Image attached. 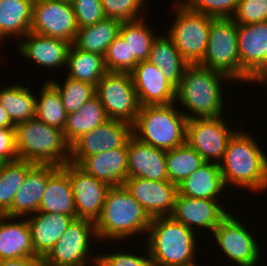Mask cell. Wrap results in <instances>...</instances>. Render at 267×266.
<instances>
[{
    "label": "cell",
    "instance_id": "cell-13",
    "mask_svg": "<svg viewBox=\"0 0 267 266\" xmlns=\"http://www.w3.org/2000/svg\"><path fill=\"white\" fill-rule=\"evenodd\" d=\"M78 26L72 3L65 0H34L30 31L73 44Z\"/></svg>",
    "mask_w": 267,
    "mask_h": 266
},
{
    "label": "cell",
    "instance_id": "cell-33",
    "mask_svg": "<svg viewBox=\"0 0 267 266\" xmlns=\"http://www.w3.org/2000/svg\"><path fill=\"white\" fill-rule=\"evenodd\" d=\"M152 29L144 17L121 23L119 34L130 48V72L139 62L148 60L153 42L157 37Z\"/></svg>",
    "mask_w": 267,
    "mask_h": 266
},
{
    "label": "cell",
    "instance_id": "cell-31",
    "mask_svg": "<svg viewBox=\"0 0 267 266\" xmlns=\"http://www.w3.org/2000/svg\"><path fill=\"white\" fill-rule=\"evenodd\" d=\"M109 120L104 106L95 95L89 99L78 111L67 115L63 135L66 142L71 145L83 134L94 130Z\"/></svg>",
    "mask_w": 267,
    "mask_h": 266
},
{
    "label": "cell",
    "instance_id": "cell-26",
    "mask_svg": "<svg viewBox=\"0 0 267 266\" xmlns=\"http://www.w3.org/2000/svg\"><path fill=\"white\" fill-rule=\"evenodd\" d=\"M224 189L220 166L213 162H205L178 185L180 195L197 199L218 200Z\"/></svg>",
    "mask_w": 267,
    "mask_h": 266
},
{
    "label": "cell",
    "instance_id": "cell-12",
    "mask_svg": "<svg viewBox=\"0 0 267 266\" xmlns=\"http://www.w3.org/2000/svg\"><path fill=\"white\" fill-rule=\"evenodd\" d=\"M244 223L230 213L212 231L223 253L239 266H256L261 258L260 246ZM252 234V235H251ZM260 257V258H259Z\"/></svg>",
    "mask_w": 267,
    "mask_h": 266
},
{
    "label": "cell",
    "instance_id": "cell-38",
    "mask_svg": "<svg viewBox=\"0 0 267 266\" xmlns=\"http://www.w3.org/2000/svg\"><path fill=\"white\" fill-rule=\"evenodd\" d=\"M48 81L58 90L67 115L78 111L89 99L96 95L95 86L83 81H77L69 77L65 78L63 85L62 82H57L55 79Z\"/></svg>",
    "mask_w": 267,
    "mask_h": 266
},
{
    "label": "cell",
    "instance_id": "cell-28",
    "mask_svg": "<svg viewBox=\"0 0 267 266\" xmlns=\"http://www.w3.org/2000/svg\"><path fill=\"white\" fill-rule=\"evenodd\" d=\"M148 61L159 67L167 80L177 87L185 68L189 65L175 46L173 39L157 33L149 53Z\"/></svg>",
    "mask_w": 267,
    "mask_h": 266
},
{
    "label": "cell",
    "instance_id": "cell-15",
    "mask_svg": "<svg viewBox=\"0 0 267 266\" xmlns=\"http://www.w3.org/2000/svg\"><path fill=\"white\" fill-rule=\"evenodd\" d=\"M62 168L69 174L77 218L95 222L101 215L110 186L68 162Z\"/></svg>",
    "mask_w": 267,
    "mask_h": 266
},
{
    "label": "cell",
    "instance_id": "cell-39",
    "mask_svg": "<svg viewBox=\"0 0 267 266\" xmlns=\"http://www.w3.org/2000/svg\"><path fill=\"white\" fill-rule=\"evenodd\" d=\"M148 0H101L106 17L121 22L138 20L140 11Z\"/></svg>",
    "mask_w": 267,
    "mask_h": 266
},
{
    "label": "cell",
    "instance_id": "cell-6",
    "mask_svg": "<svg viewBox=\"0 0 267 266\" xmlns=\"http://www.w3.org/2000/svg\"><path fill=\"white\" fill-rule=\"evenodd\" d=\"M176 106V103L140 106L132 125L133 136L165 151L185 144L188 119Z\"/></svg>",
    "mask_w": 267,
    "mask_h": 266
},
{
    "label": "cell",
    "instance_id": "cell-36",
    "mask_svg": "<svg viewBox=\"0 0 267 266\" xmlns=\"http://www.w3.org/2000/svg\"><path fill=\"white\" fill-rule=\"evenodd\" d=\"M34 163L17 159L3 162L0 167V215H3L13 202L15 193L25 181L27 171Z\"/></svg>",
    "mask_w": 267,
    "mask_h": 266
},
{
    "label": "cell",
    "instance_id": "cell-41",
    "mask_svg": "<svg viewBox=\"0 0 267 266\" xmlns=\"http://www.w3.org/2000/svg\"><path fill=\"white\" fill-rule=\"evenodd\" d=\"M104 60L108 72L130 73V48L120 34L107 48Z\"/></svg>",
    "mask_w": 267,
    "mask_h": 266
},
{
    "label": "cell",
    "instance_id": "cell-1",
    "mask_svg": "<svg viewBox=\"0 0 267 266\" xmlns=\"http://www.w3.org/2000/svg\"><path fill=\"white\" fill-rule=\"evenodd\" d=\"M245 132L237 130L227 143L219 163L222 180L226 188L237 186L262 193L267 189V155L259 142Z\"/></svg>",
    "mask_w": 267,
    "mask_h": 266
},
{
    "label": "cell",
    "instance_id": "cell-44",
    "mask_svg": "<svg viewBox=\"0 0 267 266\" xmlns=\"http://www.w3.org/2000/svg\"><path fill=\"white\" fill-rule=\"evenodd\" d=\"M147 254L135 255L127 252L98 254L99 266H154L147 247Z\"/></svg>",
    "mask_w": 267,
    "mask_h": 266
},
{
    "label": "cell",
    "instance_id": "cell-21",
    "mask_svg": "<svg viewBox=\"0 0 267 266\" xmlns=\"http://www.w3.org/2000/svg\"><path fill=\"white\" fill-rule=\"evenodd\" d=\"M127 153L128 178L169 181L166 171L167 151L146 144L132 135L127 142Z\"/></svg>",
    "mask_w": 267,
    "mask_h": 266
},
{
    "label": "cell",
    "instance_id": "cell-17",
    "mask_svg": "<svg viewBox=\"0 0 267 266\" xmlns=\"http://www.w3.org/2000/svg\"><path fill=\"white\" fill-rule=\"evenodd\" d=\"M237 40L241 64V84L249 83L267 64V21L249 25L237 24Z\"/></svg>",
    "mask_w": 267,
    "mask_h": 266
},
{
    "label": "cell",
    "instance_id": "cell-34",
    "mask_svg": "<svg viewBox=\"0 0 267 266\" xmlns=\"http://www.w3.org/2000/svg\"><path fill=\"white\" fill-rule=\"evenodd\" d=\"M0 104L14 125L34 119L36 95L25 85L12 84L0 90Z\"/></svg>",
    "mask_w": 267,
    "mask_h": 266
},
{
    "label": "cell",
    "instance_id": "cell-47",
    "mask_svg": "<svg viewBox=\"0 0 267 266\" xmlns=\"http://www.w3.org/2000/svg\"><path fill=\"white\" fill-rule=\"evenodd\" d=\"M250 83L267 85V64L251 77Z\"/></svg>",
    "mask_w": 267,
    "mask_h": 266
},
{
    "label": "cell",
    "instance_id": "cell-45",
    "mask_svg": "<svg viewBox=\"0 0 267 266\" xmlns=\"http://www.w3.org/2000/svg\"><path fill=\"white\" fill-rule=\"evenodd\" d=\"M17 159L15 128L0 127V160L11 162Z\"/></svg>",
    "mask_w": 267,
    "mask_h": 266
},
{
    "label": "cell",
    "instance_id": "cell-10",
    "mask_svg": "<svg viewBox=\"0 0 267 266\" xmlns=\"http://www.w3.org/2000/svg\"><path fill=\"white\" fill-rule=\"evenodd\" d=\"M95 90L109 119L134 124L140 103L130 73L107 72Z\"/></svg>",
    "mask_w": 267,
    "mask_h": 266
},
{
    "label": "cell",
    "instance_id": "cell-14",
    "mask_svg": "<svg viewBox=\"0 0 267 266\" xmlns=\"http://www.w3.org/2000/svg\"><path fill=\"white\" fill-rule=\"evenodd\" d=\"M132 135L131 124L109 119L70 145L69 162L78 165L87 156L121 148Z\"/></svg>",
    "mask_w": 267,
    "mask_h": 266
},
{
    "label": "cell",
    "instance_id": "cell-35",
    "mask_svg": "<svg viewBox=\"0 0 267 266\" xmlns=\"http://www.w3.org/2000/svg\"><path fill=\"white\" fill-rule=\"evenodd\" d=\"M204 163L201 155L187 143L168 150L166 154L168 180L178 186Z\"/></svg>",
    "mask_w": 267,
    "mask_h": 266
},
{
    "label": "cell",
    "instance_id": "cell-9",
    "mask_svg": "<svg viewBox=\"0 0 267 266\" xmlns=\"http://www.w3.org/2000/svg\"><path fill=\"white\" fill-rule=\"evenodd\" d=\"M94 239L97 243L95 222L88 219H74L49 253L41 260L42 266H87V262L90 261L94 266H99L98 256L94 254L92 257L90 253V250L92 251L90 244Z\"/></svg>",
    "mask_w": 267,
    "mask_h": 266
},
{
    "label": "cell",
    "instance_id": "cell-32",
    "mask_svg": "<svg viewBox=\"0 0 267 266\" xmlns=\"http://www.w3.org/2000/svg\"><path fill=\"white\" fill-rule=\"evenodd\" d=\"M66 68L67 77L83 81L96 87L101 78L108 72L103 55L85 52L71 44Z\"/></svg>",
    "mask_w": 267,
    "mask_h": 266
},
{
    "label": "cell",
    "instance_id": "cell-48",
    "mask_svg": "<svg viewBox=\"0 0 267 266\" xmlns=\"http://www.w3.org/2000/svg\"><path fill=\"white\" fill-rule=\"evenodd\" d=\"M0 127L4 128H15V125L11 121L8 113L0 104Z\"/></svg>",
    "mask_w": 267,
    "mask_h": 266
},
{
    "label": "cell",
    "instance_id": "cell-5",
    "mask_svg": "<svg viewBox=\"0 0 267 266\" xmlns=\"http://www.w3.org/2000/svg\"><path fill=\"white\" fill-rule=\"evenodd\" d=\"M15 138L20 160L57 167L69 162L70 145L59 128L34 118L15 125Z\"/></svg>",
    "mask_w": 267,
    "mask_h": 266
},
{
    "label": "cell",
    "instance_id": "cell-40",
    "mask_svg": "<svg viewBox=\"0 0 267 266\" xmlns=\"http://www.w3.org/2000/svg\"><path fill=\"white\" fill-rule=\"evenodd\" d=\"M190 9L213 18H232L239 0H181Z\"/></svg>",
    "mask_w": 267,
    "mask_h": 266
},
{
    "label": "cell",
    "instance_id": "cell-37",
    "mask_svg": "<svg viewBox=\"0 0 267 266\" xmlns=\"http://www.w3.org/2000/svg\"><path fill=\"white\" fill-rule=\"evenodd\" d=\"M40 92V95L36 96L35 118L63 131L67 113L58 90L49 81H46Z\"/></svg>",
    "mask_w": 267,
    "mask_h": 266
},
{
    "label": "cell",
    "instance_id": "cell-20",
    "mask_svg": "<svg viewBox=\"0 0 267 266\" xmlns=\"http://www.w3.org/2000/svg\"><path fill=\"white\" fill-rule=\"evenodd\" d=\"M59 167L34 164L28 171L24 183L15 193L11 207L3 214L9 217H27L38 212L48 178Z\"/></svg>",
    "mask_w": 267,
    "mask_h": 266
},
{
    "label": "cell",
    "instance_id": "cell-3",
    "mask_svg": "<svg viewBox=\"0 0 267 266\" xmlns=\"http://www.w3.org/2000/svg\"><path fill=\"white\" fill-rule=\"evenodd\" d=\"M152 218L130 192L122 186L108 189L100 217L95 221L98 241H125L147 234ZM102 238V239H101Z\"/></svg>",
    "mask_w": 267,
    "mask_h": 266
},
{
    "label": "cell",
    "instance_id": "cell-18",
    "mask_svg": "<svg viewBox=\"0 0 267 266\" xmlns=\"http://www.w3.org/2000/svg\"><path fill=\"white\" fill-rule=\"evenodd\" d=\"M213 199H197L177 194L174 209L170 215L192 231L194 226L212 231L230 213L223 203ZM194 227V228H193Z\"/></svg>",
    "mask_w": 267,
    "mask_h": 266
},
{
    "label": "cell",
    "instance_id": "cell-4",
    "mask_svg": "<svg viewBox=\"0 0 267 266\" xmlns=\"http://www.w3.org/2000/svg\"><path fill=\"white\" fill-rule=\"evenodd\" d=\"M197 231L171 216L154 217L146 235V247L154 266H189L196 262ZM196 256V257H195Z\"/></svg>",
    "mask_w": 267,
    "mask_h": 266
},
{
    "label": "cell",
    "instance_id": "cell-43",
    "mask_svg": "<svg viewBox=\"0 0 267 266\" xmlns=\"http://www.w3.org/2000/svg\"><path fill=\"white\" fill-rule=\"evenodd\" d=\"M71 3L78 28L93 25L106 18L101 0H73Z\"/></svg>",
    "mask_w": 267,
    "mask_h": 266
},
{
    "label": "cell",
    "instance_id": "cell-27",
    "mask_svg": "<svg viewBox=\"0 0 267 266\" xmlns=\"http://www.w3.org/2000/svg\"><path fill=\"white\" fill-rule=\"evenodd\" d=\"M38 212L60 213L77 218L69 174L62 167L48 178Z\"/></svg>",
    "mask_w": 267,
    "mask_h": 266
},
{
    "label": "cell",
    "instance_id": "cell-25",
    "mask_svg": "<svg viewBox=\"0 0 267 266\" xmlns=\"http://www.w3.org/2000/svg\"><path fill=\"white\" fill-rule=\"evenodd\" d=\"M21 258H38L26 217L0 215V260Z\"/></svg>",
    "mask_w": 267,
    "mask_h": 266
},
{
    "label": "cell",
    "instance_id": "cell-46",
    "mask_svg": "<svg viewBox=\"0 0 267 266\" xmlns=\"http://www.w3.org/2000/svg\"><path fill=\"white\" fill-rule=\"evenodd\" d=\"M0 266H42L39 258L0 260Z\"/></svg>",
    "mask_w": 267,
    "mask_h": 266
},
{
    "label": "cell",
    "instance_id": "cell-19",
    "mask_svg": "<svg viewBox=\"0 0 267 266\" xmlns=\"http://www.w3.org/2000/svg\"><path fill=\"white\" fill-rule=\"evenodd\" d=\"M140 106L175 103L176 87L155 64L139 62L130 72Z\"/></svg>",
    "mask_w": 267,
    "mask_h": 266
},
{
    "label": "cell",
    "instance_id": "cell-30",
    "mask_svg": "<svg viewBox=\"0 0 267 266\" xmlns=\"http://www.w3.org/2000/svg\"><path fill=\"white\" fill-rule=\"evenodd\" d=\"M121 23L106 17L93 25L78 28L73 45L82 51L104 56L109 45L119 35Z\"/></svg>",
    "mask_w": 267,
    "mask_h": 266
},
{
    "label": "cell",
    "instance_id": "cell-24",
    "mask_svg": "<svg viewBox=\"0 0 267 266\" xmlns=\"http://www.w3.org/2000/svg\"><path fill=\"white\" fill-rule=\"evenodd\" d=\"M74 219V216L46 212H36L26 218L35 255L39 259L49 253Z\"/></svg>",
    "mask_w": 267,
    "mask_h": 266
},
{
    "label": "cell",
    "instance_id": "cell-23",
    "mask_svg": "<svg viewBox=\"0 0 267 266\" xmlns=\"http://www.w3.org/2000/svg\"><path fill=\"white\" fill-rule=\"evenodd\" d=\"M78 166L110 187L122 186L128 178L127 143L121 148L87 156Z\"/></svg>",
    "mask_w": 267,
    "mask_h": 266
},
{
    "label": "cell",
    "instance_id": "cell-2",
    "mask_svg": "<svg viewBox=\"0 0 267 266\" xmlns=\"http://www.w3.org/2000/svg\"><path fill=\"white\" fill-rule=\"evenodd\" d=\"M229 79L224 73L189 64L183 73L179 85L176 87L175 103L178 102L187 109L183 114L188 120L196 118H216L224 113L223 88ZM186 112V113H184Z\"/></svg>",
    "mask_w": 267,
    "mask_h": 266
},
{
    "label": "cell",
    "instance_id": "cell-16",
    "mask_svg": "<svg viewBox=\"0 0 267 266\" xmlns=\"http://www.w3.org/2000/svg\"><path fill=\"white\" fill-rule=\"evenodd\" d=\"M124 186L151 218L172 214L178 194L176 184L170 181L129 177Z\"/></svg>",
    "mask_w": 267,
    "mask_h": 266
},
{
    "label": "cell",
    "instance_id": "cell-29",
    "mask_svg": "<svg viewBox=\"0 0 267 266\" xmlns=\"http://www.w3.org/2000/svg\"><path fill=\"white\" fill-rule=\"evenodd\" d=\"M34 0H0V44L30 32ZM4 39V40H3Z\"/></svg>",
    "mask_w": 267,
    "mask_h": 266
},
{
    "label": "cell",
    "instance_id": "cell-22",
    "mask_svg": "<svg viewBox=\"0 0 267 266\" xmlns=\"http://www.w3.org/2000/svg\"><path fill=\"white\" fill-rule=\"evenodd\" d=\"M25 37V39H24ZM20 40L16 48L19 54L40 66L52 69L66 67L71 43L30 31ZM27 38V39H26Z\"/></svg>",
    "mask_w": 267,
    "mask_h": 266
},
{
    "label": "cell",
    "instance_id": "cell-11",
    "mask_svg": "<svg viewBox=\"0 0 267 266\" xmlns=\"http://www.w3.org/2000/svg\"><path fill=\"white\" fill-rule=\"evenodd\" d=\"M227 125L223 116L188 120L186 143L201 155L205 162L219 164L229 139L236 132V129Z\"/></svg>",
    "mask_w": 267,
    "mask_h": 266
},
{
    "label": "cell",
    "instance_id": "cell-8",
    "mask_svg": "<svg viewBox=\"0 0 267 266\" xmlns=\"http://www.w3.org/2000/svg\"><path fill=\"white\" fill-rule=\"evenodd\" d=\"M175 3L176 19L167 34L188 64H198L205 54L210 24L214 18L190 9L181 0H175Z\"/></svg>",
    "mask_w": 267,
    "mask_h": 266
},
{
    "label": "cell",
    "instance_id": "cell-7",
    "mask_svg": "<svg viewBox=\"0 0 267 266\" xmlns=\"http://www.w3.org/2000/svg\"><path fill=\"white\" fill-rule=\"evenodd\" d=\"M198 65L224 73L237 84L241 82L237 24L232 18L211 21L206 51Z\"/></svg>",
    "mask_w": 267,
    "mask_h": 266
},
{
    "label": "cell",
    "instance_id": "cell-42",
    "mask_svg": "<svg viewBox=\"0 0 267 266\" xmlns=\"http://www.w3.org/2000/svg\"><path fill=\"white\" fill-rule=\"evenodd\" d=\"M232 19L242 25L267 21V0H239Z\"/></svg>",
    "mask_w": 267,
    "mask_h": 266
}]
</instances>
